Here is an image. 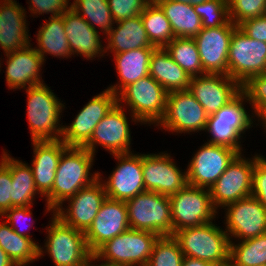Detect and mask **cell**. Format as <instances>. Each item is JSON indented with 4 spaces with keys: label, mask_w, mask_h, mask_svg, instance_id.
<instances>
[{
    "label": "cell",
    "mask_w": 266,
    "mask_h": 266,
    "mask_svg": "<svg viewBox=\"0 0 266 266\" xmlns=\"http://www.w3.org/2000/svg\"><path fill=\"white\" fill-rule=\"evenodd\" d=\"M48 19L42 23L43 25L36 34L38 46L35 47V50L42 56L44 62L46 61L45 54L58 58H70L72 53L65 33L63 14L50 16Z\"/></svg>",
    "instance_id": "cell-30"
},
{
    "label": "cell",
    "mask_w": 266,
    "mask_h": 266,
    "mask_svg": "<svg viewBox=\"0 0 266 266\" xmlns=\"http://www.w3.org/2000/svg\"><path fill=\"white\" fill-rule=\"evenodd\" d=\"M93 262H92V257H91V259H90V261H89V263H88V266H120V265H111V264H105V263H101V264H99V265H95L94 263L92 264Z\"/></svg>",
    "instance_id": "cell-51"
},
{
    "label": "cell",
    "mask_w": 266,
    "mask_h": 266,
    "mask_svg": "<svg viewBox=\"0 0 266 266\" xmlns=\"http://www.w3.org/2000/svg\"><path fill=\"white\" fill-rule=\"evenodd\" d=\"M45 83L26 88L27 118L31 141L61 140L63 125H60L65 105Z\"/></svg>",
    "instance_id": "cell-2"
},
{
    "label": "cell",
    "mask_w": 266,
    "mask_h": 266,
    "mask_svg": "<svg viewBox=\"0 0 266 266\" xmlns=\"http://www.w3.org/2000/svg\"><path fill=\"white\" fill-rule=\"evenodd\" d=\"M161 1H163V0H145V2L147 4H158Z\"/></svg>",
    "instance_id": "cell-52"
},
{
    "label": "cell",
    "mask_w": 266,
    "mask_h": 266,
    "mask_svg": "<svg viewBox=\"0 0 266 266\" xmlns=\"http://www.w3.org/2000/svg\"><path fill=\"white\" fill-rule=\"evenodd\" d=\"M172 1L179 2V3H187V4H191L192 6H194L197 4H202L203 2L207 0H172Z\"/></svg>",
    "instance_id": "cell-50"
},
{
    "label": "cell",
    "mask_w": 266,
    "mask_h": 266,
    "mask_svg": "<svg viewBox=\"0 0 266 266\" xmlns=\"http://www.w3.org/2000/svg\"><path fill=\"white\" fill-rule=\"evenodd\" d=\"M244 101L247 102V98L240 92L227 105L208 116L205 132H209L208 134L212 136L208 143L227 146L239 154L242 153L241 134L253 127L252 120L255 119L254 115L247 113Z\"/></svg>",
    "instance_id": "cell-7"
},
{
    "label": "cell",
    "mask_w": 266,
    "mask_h": 266,
    "mask_svg": "<svg viewBox=\"0 0 266 266\" xmlns=\"http://www.w3.org/2000/svg\"><path fill=\"white\" fill-rule=\"evenodd\" d=\"M0 246L16 266H26L39 257V244L17 234L6 222L0 223Z\"/></svg>",
    "instance_id": "cell-32"
},
{
    "label": "cell",
    "mask_w": 266,
    "mask_h": 266,
    "mask_svg": "<svg viewBox=\"0 0 266 266\" xmlns=\"http://www.w3.org/2000/svg\"><path fill=\"white\" fill-rule=\"evenodd\" d=\"M168 92L150 75L126 86L118 95V104L128 106L132 122L155 126L163 119ZM122 101V102H121ZM125 102V103H124ZM124 103V104H123Z\"/></svg>",
    "instance_id": "cell-5"
},
{
    "label": "cell",
    "mask_w": 266,
    "mask_h": 266,
    "mask_svg": "<svg viewBox=\"0 0 266 266\" xmlns=\"http://www.w3.org/2000/svg\"><path fill=\"white\" fill-rule=\"evenodd\" d=\"M32 206H20V207H12L11 209L7 210L1 217L5 218L6 222L11 226V228L19 235L28 237L32 239L30 233H26V229L29 227V229L32 227V225L28 224V227L26 229H22L23 227L19 224V221H22L23 219L26 220L28 218L31 219L32 212H31ZM32 223V222H31ZM21 227H19V225Z\"/></svg>",
    "instance_id": "cell-46"
},
{
    "label": "cell",
    "mask_w": 266,
    "mask_h": 266,
    "mask_svg": "<svg viewBox=\"0 0 266 266\" xmlns=\"http://www.w3.org/2000/svg\"><path fill=\"white\" fill-rule=\"evenodd\" d=\"M172 216V235L181 229L212 222L218 211L213 206L210 190L187 184L169 196Z\"/></svg>",
    "instance_id": "cell-9"
},
{
    "label": "cell",
    "mask_w": 266,
    "mask_h": 266,
    "mask_svg": "<svg viewBox=\"0 0 266 266\" xmlns=\"http://www.w3.org/2000/svg\"><path fill=\"white\" fill-rule=\"evenodd\" d=\"M251 196L266 208V158L262 155L255 160Z\"/></svg>",
    "instance_id": "cell-44"
},
{
    "label": "cell",
    "mask_w": 266,
    "mask_h": 266,
    "mask_svg": "<svg viewBox=\"0 0 266 266\" xmlns=\"http://www.w3.org/2000/svg\"><path fill=\"white\" fill-rule=\"evenodd\" d=\"M140 16L148 39L156 48L165 47L175 38L170 22L158 4H147Z\"/></svg>",
    "instance_id": "cell-35"
},
{
    "label": "cell",
    "mask_w": 266,
    "mask_h": 266,
    "mask_svg": "<svg viewBox=\"0 0 266 266\" xmlns=\"http://www.w3.org/2000/svg\"><path fill=\"white\" fill-rule=\"evenodd\" d=\"M188 90L210 116L233 100L241 85L228 75L206 73L191 77Z\"/></svg>",
    "instance_id": "cell-21"
},
{
    "label": "cell",
    "mask_w": 266,
    "mask_h": 266,
    "mask_svg": "<svg viewBox=\"0 0 266 266\" xmlns=\"http://www.w3.org/2000/svg\"><path fill=\"white\" fill-rule=\"evenodd\" d=\"M158 5L170 22L175 37L194 38L201 32V18L191 4L163 0Z\"/></svg>",
    "instance_id": "cell-31"
},
{
    "label": "cell",
    "mask_w": 266,
    "mask_h": 266,
    "mask_svg": "<svg viewBox=\"0 0 266 266\" xmlns=\"http://www.w3.org/2000/svg\"><path fill=\"white\" fill-rule=\"evenodd\" d=\"M115 23L117 26L114 25L106 34L108 43L105 45V53L110 51L118 54L139 48H156L148 39L140 15Z\"/></svg>",
    "instance_id": "cell-27"
},
{
    "label": "cell",
    "mask_w": 266,
    "mask_h": 266,
    "mask_svg": "<svg viewBox=\"0 0 266 266\" xmlns=\"http://www.w3.org/2000/svg\"><path fill=\"white\" fill-rule=\"evenodd\" d=\"M83 147H68L61 155L56 169L52 191L45 197L47 212L62 206L80 189L99 178V171L91 173L94 157Z\"/></svg>",
    "instance_id": "cell-1"
},
{
    "label": "cell",
    "mask_w": 266,
    "mask_h": 266,
    "mask_svg": "<svg viewBox=\"0 0 266 266\" xmlns=\"http://www.w3.org/2000/svg\"><path fill=\"white\" fill-rule=\"evenodd\" d=\"M67 41L72 55L78 54L88 60L105 55L99 31L71 7L63 13Z\"/></svg>",
    "instance_id": "cell-24"
},
{
    "label": "cell",
    "mask_w": 266,
    "mask_h": 266,
    "mask_svg": "<svg viewBox=\"0 0 266 266\" xmlns=\"http://www.w3.org/2000/svg\"><path fill=\"white\" fill-rule=\"evenodd\" d=\"M4 55L8 59L5 77L9 89H26L44 83L40 75L44 61L32 45Z\"/></svg>",
    "instance_id": "cell-23"
},
{
    "label": "cell",
    "mask_w": 266,
    "mask_h": 266,
    "mask_svg": "<svg viewBox=\"0 0 266 266\" xmlns=\"http://www.w3.org/2000/svg\"><path fill=\"white\" fill-rule=\"evenodd\" d=\"M52 215L51 223L46 227L48 235L45 245H39V257L48 253L54 266H88L93 254L88 249L84 232L64 224Z\"/></svg>",
    "instance_id": "cell-6"
},
{
    "label": "cell",
    "mask_w": 266,
    "mask_h": 266,
    "mask_svg": "<svg viewBox=\"0 0 266 266\" xmlns=\"http://www.w3.org/2000/svg\"><path fill=\"white\" fill-rule=\"evenodd\" d=\"M71 8L84 18L93 29L100 28L106 35L115 21L110 12L107 0H73Z\"/></svg>",
    "instance_id": "cell-37"
},
{
    "label": "cell",
    "mask_w": 266,
    "mask_h": 266,
    "mask_svg": "<svg viewBox=\"0 0 266 266\" xmlns=\"http://www.w3.org/2000/svg\"><path fill=\"white\" fill-rule=\"evenodd\" d=\"M159 235L143 230L128 229L101 245L92 261L120 266H147L154 243Z\"/></svg>",
    "instance_id": "cell-4"
},
{
    "label": "cell",
    "mask_w": 266,
    "mask_h": 266,
    "mask_svg": "<svg viewBox=\"0 0 266 266\" xmlns=\"http://www.w3.org/2000/svg\"><path fill=\"white\" fill-rule=\"evenodd\" d=\"M241 92L252 106V113L266 131V74L254 75L241 85Z\"/></svg>",
    "instance_id": "cell-38"
},
{
    "label": "cell",
    "mask_w": 266,
    "mask_h": 266,
    "mask_svg": "<svg viewBox=\"0 0 266 266\" xmlns=\"http://www.w3.org/2000/svg\"><path fill=\"white\" fill-rule=\"evenodd\" d=\"M12 207L33 206L39 194L34 184L33 172L27 163L11 156Z\"/></svg>",
    "instance_id": "cell-33"
},
{
    "label": "cell",
    "mask_w": 266,
    "mask_h": 266,
    "mask_svg": "<svg viewBox=\"0 0 266 266\" xmlns=\"http://www.w3.org/2000/svg\"><path fill=\"white\" fill-rule=\"evenodd\" d=\"M182 266H215V265L209 262L200 260L198 258L184 256Z\"/></svg>",
    "instance_id": "cell-48"
},
{
    "label": "cell",
    "mask_w": 266,
    "mask_h": 266,
    "mask_svg": "<svg viewBox=\"0 0 266 266\" xmlns=\"http://www.w3.org/2000/svg\"><path fill=\"white\" fill-rule=\"evenodd\" d=\"M171 58L190 76L206 74L193 38L175 37L165 47Z\"/></svg>",
    "instance_id": "cell-36"
},
{
    "label": "cell",
    "mask_w": 266,
    "mask_h": 266,
    "mask_svg": "<svg viewBox=\"0 0 266 266\" xmlns=\"http://www.w3.org/2000/svg\"><path fill=\"white\" fill-rule=\"evenodd\" d=\"M115 22L140 15L147 3L145 0H107Z\"/></svg>",
    "instance_id": "cell-43"
},
{
    "label": "cell",
    "mask_w": 266,
    "mask_h": 266,
    "mask_svg": "<svg viewBox=\"0 0 266 266\" xmlns=\"http://www.w3.org/2000/svg\"><path fill=\"white\" fill-rule=\"evenodd\" d=\"M130 229L125 201L106 198L91 226L84 233L93 254L101 245Z\"/></svg>",
    "instance_id": "cell-22"
},
{
    "label": "cell",
    "mask_w": 266,
    "mask_h": 266,
    "mask_svg": "<svg viewBox=\"0 0 266 266\" xmlns=\"http://www.w3.org/2000/svg\"><path fill=\"white\" fill-rule=\"evenodd\" d=\"M100 174L99 178L93 183L66 199L65 201H68L66 208L59 206L54 210L53 214L64 224L85 233L99 212L102 203L107 198L102 183L103 177Z\"/></svg>",
    "instance_id": "cell-14"
},
{
    "label": "cell",
    "mask_w": 266,
    "mask_h": 266,
    "mask_svg": "<svg viewBox=\"0 0 266 266\" xmlns=\"http://www.w3.org/2000/svg\"><path fill=\"white\" fill-rule=\"evenodd\" d=\"M0 266H16L6 252L0 246Z\"/></svg>",
    "instance_id": "cell-49"
},
{
    "label": "cell",
    "mask_w": 266,
    "mask_h": 266,
    "mask_svg": "<svg viewBox=\"0 0 266 266\" xmlns=\"http://www.w3.org/2000/svg\"><path fill=\"white\" fill-rule=\"evenodd\" d=\"M238 154L230 147L206 142L188 163V184L210 189Z\"/></svg>",
    "instance_id": "cell-13"
},
{
    "label": "cell",
    "mask_w": 266,
    "mask_h": 266,
    "mask_svg": "<svg viewBox=\"0 0 266 266\" xmlns=\"http://www.w3.org/2000/svg\"><path fill=\"white\" fill-rule=\"evenodd\" d=\"M237 27L229 21L217 28H202L193 38L205 73L228 75V51L232 33Z\"/></svg>",
    "instance_id": "cell-20"
},
{
    "label": "cell",
    "mask_w": 266,
    "mask_h": 266,
    "mask_svg": "<svg viewBox=\"0 0 266 266\" xmlns=\"http://www.w3.org/2000/svg\"><path fill=\"white\" fill-rule=\"evenodd\" d=\"M260 74H266V42L249 38L237 27L228 51V76L242 85Z\"/></svg>",
    "instance_id": "cell-10"
},
{
    "label": "cell",
    "mask_w": 266,
    "mask_h": 266,
    "mask_svg": "<svg viewBox=\"0 0 266 266\" xmlns=\"http://www.w3.org/2000/svg\"><path fill=\"white\" fill-rule=\"evenodd\" d=\"M31 16L51 13V17L60 16L71 7L70 0H29Z\"/></svg>",
    "instance_id": "cell-45"
},
{
    "label": "cell",
    "mask_w": 266,
    "mask_h": 266,
    "mask_svg": "<svg viewBox=\"0 0 266 266\" xmlns=\"http://www.w3.org/2000/svg\"><path fill=\"white\" fill-rule=\"evenodd\" d=\"M172 158L167 152L142 154L143 181L146 191L170 196L188 184L186 171L182 172Z\"/></svg>",
    "instance_id": "cell-17"
},
{
    "label": "cell",
    "mask_w": 266,
    "mask_h": 266,
    "mask_svg": "<svg viewBox=\"0 0 266 266\" xmlns=\"http://www.w3.org/2000/svg\"><path fill=\"white\" fill-rule=\"evenodd\" d=\"M118 103L94 128L90 140L83 146L95 155L96 146H102L111 154L131 151V133L129 119Z\"/></svg>",
    "instance_id": "cell-19"
},
{
    "label": "cell",
    "mask_w": 266,
    "mask_h": 266,
    "mask_svg": "<svg viewBox=\"0 0 266 266\" xmlns=\"http://www.w3.org/2000/svg\"><path fill=\"white\" fill-rule=\"evenodd\" d=\"M155 48H139L113 54L119 82L107 89L118 95L126 86L149 75L150 57Z\"/></svg>",
    "instance_id": "cell-28"
},
{
    "label": "cell",
    "mask_w": 266,
    "mask_h": 266,
    "mask_svg": "<svg viewBox=\"0 0 266 266\" xmlns=\"http://www.w3.org/2000/svg\"><path fill=\"white\" fill-rule=\"evenodd\" d=\"M11 156L3 150L0 160V218L12 208Z\"/></svg>",
    "instance_id": "cell-42"
},
{
    "label": "cell",
    "mask_w": 266,
    "mask_h": 266,
    "mask_svg": "<svg viewBox=\"0 0 266 266\" xmlns=\"http://www.w3.org/2000/svg\"><path fill=\"white\" fill-rule=\"evenodd\" d=\"M118 164L107 180L102 183L107 198L127 201L146 191L143 181L142 154H112Z\"/></svg>",
    "instance_id": "cell-18"
},
{
    "label": "cell",
    "mask_w": 266,
    "mask_h": 266,
    "mask_svg": "<svg viewBox=\"0 0 266 266\" xmlns=\"http://www.w3.org/2000/svg\"><path fill=\"white\" fill-rule=\"evenodd\" d=\"M193 7L201 18L203 28H217L230 21L227 0H207Z\"/></svg>",
    "instance_id": "cell-40"
},
{
    "label": "cell",
    "mask_w": 266,
    "mask_h": 266,
    "mask_svg": "<svg viewBox=\"0 0 266 266\" xmlns=\"http://www.w3.org/2000/svg\"><path fill=\"white\" fill-rule=\"evenodd\" d=\"M259 156L255 154L252 160L243 157L242 153L238 154L212 185L209 190L216 210L251 196L252 174L255 160Z\"/></svg>",
    "instance_id": "cell-11"
},
{
    "label": "cell",
    "mask_w": 266,
    "mask_h": 266,
    "mask_svg": "<svg viewBox=\"0 0 266 266\" xmlns=\"http://www.w3.org/2000/svg\"><path fill=\"white\" fill-rule=\"evenodd\" d=\"M184 254L172 235L159 236L147 266H182Z\"/></svg>",
    "instance_id": "cell-39"
},
{
    "label": "cell",
    "mask_w": 266,
    "mask_h": 266,
    "mask_svg": "<svg viewBox=\"0 0 266 266\" xmlns=\"http://www.w3.org/2000/svg\"><path fill=\"white\" fill-rule=\"evenodd\" d=\"M117 103V95L109 89L92 97L69 126L63 125L61 140L68 147H83L90 140L94 128Z\"/></svg>",
    "instance_id": "cell-15"
},
{
    "label": "cell",
    "mask_w": 266,
    "mask_h": 266,
    "mask_svg": "<svg viewBox=\"0 0 266 266\" xmlns=\"http://www.w3.org/2000/svg\"><path fill=\"white\" fill-rule=\"evenodd\" d=\"M266 265V233L237 244L230 241L228 266Z\"/></svg>",
    "instance_id": "cell-34"
},
{
    "label": "cell",
    "mask_w": 266,
    "mask_h": 266,
    "mask_svg": "<svg viewBox=\"0 0 266 266\" xmlns=\"http://www.w3.org/2000/svg\"><path fill=\"white\" fill-rule=\"evenodd\" d=\"M25 11L16 0H3L0 3V48L5 54L31 44Z\"/></svg>",
    "instance_id": "cell-25"
},
{
    "label": "cell",
    "mask_w": 266,
    "mask_h": 266,
    "mask_svg": "<svg viewBox=\"0 0 266 266\" xmlns=\"http://www.w3.org/2000/svg\"><path fill=\"white\" fill-rule=\"evenodd\" d=\"M207 121L203 106L189 90H181L168 93L166 111L157 126L172 133L190 134L205 131Z\"/></svg>",
    "instance_id": "cell-12"
},
{
    "label": "cell",
    "mask_w": 266,
    "mask_h": 266,
    "mask_svg": "<svg viewBox=\"0 0 266 266\" xmlns=\"http://www.w3.org/2000/svg\"><path fill=\"white\" fill-rule=\"evenodd\" d=\"M225 209V231L243 241L266 233V208L253 196L228 204Z\"/></svg>",
    "instance_id": "cell-16"
},
{
    "label": "cell",
    "mask_w": 266,
    "mask_h": 266,
    "mask_svg": "<svg viewBox=\"0 0 266 266\" xmlns=\"http://www.w3.org/2000/svg\"><path fill=\"white\" fill-rule=\"evenodd\" d=\"M31 144L34 156L30 167L35 187L42 198L52 191L59 159L68 146L62 140L32 141Z\"/></svg>",
    "instance_id": "cell-26"
},
{
    "label": "cell",
    "mask_w": 266,
    "mask_h": 266,
    "mask_svg": "<svg viewBox=\"0 0 266 266\" xmlns=\"http://www.w3.org/2000/svg\"><path fill=\"white\" fill-rule=\"evenodd\" d=\"M213 222L184 228L172 236L184 256L198 258L215 266H228L230 239L225 230Z\"/></svg>",
    "instance_id": "cell-3"
},
{
    "label": "cell",
    "mask_w": 266,
    "mask_h": 266,
    "mask_svg": "<svg viewBox=\"0 0 266 266\" xmlns=\"http://www.w3.org/2000/svg\"><path fill=\"white\" fill-rule=\"evenodd\" d=\"M230 21L239 26L242 22L266 14V0H227Z\"/></svg>",
    "instance_id": "cell-41"
},
{
    "label": "cell",
    "mask_w": 266,
    "mask_h": 266,
    "mask_svg": "<svg viewBox=\"0 0 266 266\" xmlns=\"http://www.w3.org/2000/svg\"><path fill=\"white\" fill-rule=\"evenodd\" d=\"M238 27L249 38L266 42V14L242 22Z\"/></svg>",
    "instance_id": "cell-47"
},
{
    "label": "cell",
    "mask_w": 266,
    "mask_h": 266,
    "mask_svg": "<svg viewBox=\"0 0 266 266\" xmlns=\"http://www.w3.org/2000/svg\"><path fill=\"white\" fill-rule=\"evenodd\" d=\"M130 229L172 235L169 196L145 191L125 201Z\"/></svg>",
    "instance_id": "cell-8"
},
{
    "label": "cell",
    "mask_w": 266,
    "mask_h": 266,
    "mask_svg": "<svg viewBox=\"0 0 266 266\" xmlns=\"http://www.w3.org/2000/svg\"><path fill=\"white\" fill-rule=\"evenodd\" d=\"M149 75L168 93L189 89L191 77L171 58L164 47L155 48L152 52Z\"/></svg>",
    "instance_id": "cell-29"
}]
</instances>
